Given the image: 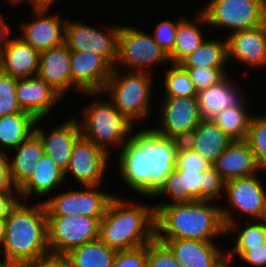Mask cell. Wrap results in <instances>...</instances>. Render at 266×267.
<instances>
[{"instance_id": "cell-5", "label": "cell", "mask_w": 266, "mask_h": 267, "mask_svg": "<svg viewBox=\"0 0 266 267\" xmlns=\"http://www.w3.org/2000/svg\"><path fill=\"white\" fill-rule=\"evenodd\" d=\"M87 106L82 113L83 121L79 120L81 134L108 153L110 151L106 147L112 144L122 148L131 138L133 123L120 113L111 100L94 101Z\"/></svg>"}, {"instance_id": "cell-42", "label": "cell", "mask_w": 266, "mask_h": 267, "mask_svg": "<svg viewBox=\"0 0 266 267\" xmlns=\"http://www.w3.org/2000/svg\"><path fill=\"white\" fill-rule=\"evenodd\" d=\"M230 250V251H229ZM226 252V263L231 267L234 256L240 257L247 264L255 267L266 266V242L256 247H234Z\"/></svg>"}, {"instance_id": "cell-1", "label": "cell", "mask_w": 266, "mask_h": 267, "mask_svg": "<svg viewBox=\"0 0 266 267\" xmlns=\"http://www.w3.org/2000/svg\"><path fill=\"white\" fill-rule=\"evenodd\" d=\"M207 200L159 203L155 207L156 239H192L214 242L225 235L221 205Z\"/></svg>"}, {"instance_id": "cell-34", "label": "cell", "mask_w": 266, "mask_h": 267, "mask_svg": "<svg viewBox=\"0 0 266 267\" xmlns=\"http://www.w3.org/2000/svg\"><path fill=\"white\" fill-rule=\"evenodd\" d=\"M244 98L211 119L233 140H245L253 114L247 113Z\"/></svg>"}, {"instance_id": "cell-7", "label": "cell", "mask_w": 266, "mask_h": 267, "mask_svg": "<svg viewBox=\"0 0 266 267\" xmlns=\"http://www.w3.org/2000/svg\"><path fill=\"white\" fill-rule=\"evenodd\" d=\"M201 12L212 27L248 30L266 23V0H210Z\"/></svg>"}, {"instance_id": "cell-44", "label": "cell", "mask_w": 266, "mask_h": 267, "mask_svg": "<svg viewBox=\"0 0 266 267\" xmlns=\"http://www.w3.org/2000/svg\"><path fill=\"white\" fill-rule=\"evenodd\" d=\"M182 19L183 18L178 19L175 23L170 20L162 21L154 30V35L152 34L154 41L167 53V55L174 49L177 26Z\"/></svg>"}, {"instance_id": "cell-4", "label": "cell", "mask_w": 266, "mask_h": 267, "mask_svg": "<svg viewBox=\"0 0 266 267\" xmlns=\"http://www.w3.org/2000/svg\"><path fill=\"white\" fill-rule=\"evenodd\" d=\"M114 67L112 75L107 80L103 92H85V96L110 95V100L120 113L131 122L142 121L150 113V96L152 95V74L148 72L126 71L120 74Z\"/></svg>"}, {"instance_id": "cell-31", "label": "cell", "mask_w": 266, "mask_h": 267, "mask_svg": "<svg viewBox=\"0 0 266 267\" xmlns=\"http://www.w3.org/2000/svg\"><path fill=\"white\" fill-rule=\"evenodd\" d=\"M37 120L28 112L21 111L0 117V152L4 148H17L34 132Z\"/></svg>"}, {"instance_id": "cell-48", "label": "cell", "mask_w": 266, "mask_h": 267, "mask_svg": "<svg viewBox=\"0 0 266 267\" xmlns=\"http://www.w3.org/2000/svg\"><path fill=\"white\" fill-rule=\"evenodd\" d=\"M18 192H0V219H6L11 209L19 201Z\"/></svg>"}, {"instance_id": "cell-27", "label": "cell", "mask_w": 266, "mask_h": 267, "mask_svg": "<svg viewBox=\"0 0 266 267\" xmlns=\"http://www.w3.org/2000/svg\"><path fill=\"white\" fill-rule=\"evenodd\" d=\"M200 185L202 172L174 169L153 197L167 195L171 204L200 200Z\"/></svg>"}, {"instance_id": "cell-33", "label": "cell", "mask_w": 266, "mask_h": 267, "mask_svg": "<svg viewBox=\"0 0 266 267\" xmlns=\"http://www.w3.org/2000/svg\"><path fill=\"white\" fill-rule=\"evenodd\" d=\"M227 39H205L191 54L179 64L183 68H224L228 63Z\"/></svg>"}, {"instance_id": "cell-20", "label": "cell", "mask_w": 266, "mask_h": 267, "mask_svg": "<svg viewBox=\"0 0 266 267\" xmlns=\"http://www.w3.org/2000/svg\"><path fill=\"white\" fill-rule=\"evenodd\" d=\"M40 121L42 119L37 120L35 133L42 140L44 154L48 155L65 172L70 162L73 145L81 135L79 120L71 117V119L53 127L52 131L48 133L38 125Z\"/></svg>"}, {"instance_id": "cell-32", "label": "cell", "mask_w": 266, "mask_h": 267, "mask_svg": "<svg viewBox=\"0 0 266 267\" xmlns=\"http://www.w3.org/2000/svg\"><path fill=\"white\" fill-rule=\"evenodd\" d=\"M116 252L98 238L73 248L65 256L71 267H112Z\"/></svg>"}, {"instance_id": "cell-46", "label": "cell", "mask_w": 266, "mask_h": 267, "mask_svg": "<svg viewBox=\"0 0 266 267\" xmlns=\"http://www.w3.org/2000/svg\"><path fill=\"white\" fill-rule=\"evenodd\" d=\"M21 267H71L65 255L51 254L25 263Z\"/></svg>"}, {"instance_id": "cell-28", "label": "cell", "mask_w": 266, "mask_h": 267, "mask_svg": "<svg viewBox=\"0 0 266 267\" xmlns=\"http://www.w3.org/2000/svg\"><path fill=\"white\" fill-rule=\"evenodd\" d=\"M13 161L9 159V173L13 186L19 189L32 175L35 164L44 154L41 138L34 132L17 148Z\"/></svg>"}, {"instance_id": "cell-9", "label": "cell", "mask_w": 266, "mask_h": 267, "mask_svg": "<svg viewBox=\"0 0 266 267\" xmlns=\"http://www.w3.org/2000/svg\"><path fill=\"white\" fill-rule=\"evenodd\" d=\"M101 219L83 215L47 216L50 253L65 255L73 248L98 239Z\"/></svg>"}, {"instance_id": "cell-30", "label": "cell", "mask_w": 266, "mask_h": 267, "mask_svg": "<svg viewBox=\"0 0 266 267\" xmlns=\"http://www.w3.org/2000/svg\"><path fill=\"white\" fill-rule=\"evenodd\" d=\"M198 12L199 13L195 14L196 23L187 18H184L179 22L176 31L174 49L168 55L169 60L171 61L170 64H179L206 39L203 31H201L202 29L197 25V21L199 25H208V23L205 15L201 11Z\"/></svg>"}, {"instance_id": "cell-43", "label": "cell", "mask_w": 266, "mask_h": 267, "mask_svg": "<svg viewBox=\"0 0 266 267\" xmlns=\"http://www.w3.org/2000/svg\"><path fill=\"white\" fill-rule=\"evenodd\" d=\"M225 181L212 165L202 172V185H200V200L215 201L216 197L224 191Z\"/></svg>"}, {"instance_id": "cell-18", "label": "cell", "mask_w": 266, "mask_h": 267, "mask_svg": "<svg viewBox=\"0 0 266 267\" xmlns=\"http://www.w3.org/2000/svg\"><path fill=\"white\" fill-rule=\"evenodd\" d=\"M16 96L22 111L28 112L36 119L47 117L55 104L61 103L63 97L38 75L18 79Z\"/></svg>"}, {"instance_id": "cell-35", "label": "cell", "mask_w": 266, "mask_h": 267, "mask_svg": "<svg viewBox=\"0 0 266 267\" xmlns=\"http://www.w3.org/2000/svg\"><path fill=\"white\" fill-rule=\"evenodd\" d=\"M221 214L226 226V233L234 232L238 230L237 238L235 240L234 247H256L262 246L266 242V219L264 220H253L251 223H248L244 229H238L237 219L230 212L229 207H222L221 205Z\"/></svg>"}, {"instance_id": "cell-21", "label": "cell", "mask_w": 266, "mask_h": 267, "mask_svg": "<svg viewBox=\"0 0 266 267\" xmlns=\"http://www.w3.org/2000/svg\"><path fill=\"white\" fill-rule=\"evenodd\" d=\"M37 75L63 98L66 95L65 92L71 89L70 87H74L81 92L72 82L70 50L64 43L40 53Z\"/></svg>"}, {"instance_id": "cell-22", "label": "cell", "mask_w": 266, "mask_h": 267, "mask_svg": "<svg viewBox=\"0 0 266 267\" xmlns=\"http://www.w3.org/2000/svg\"><path fill=\"white\" fill-rule=\"evenodd\" d=\"M225 182L260 171L255 154L245 140H234L213 164Z\"/></svg>"}, {"instance_id": "cell-41", "label": "cell", "mask_w": 266, "mask_h": 267, "mask_svg": "<svg viewBox=\"0 0 266 267\" xmlns=\"http://www.w3.org/2000/svg\"><path fill=\"white\" fill-rule=\"evenodd\" d=\"M147 267H182L170 249L156 238L147 244Z\"/></svg>"}, {"instance_id": "cell-29", "label": "cell", "mask_w": 266, "mask_h": 267, "mask_svg": "<svg viewBox=\"0 0 266 267\" xmlns=\"http://www.w3.org/2000/svg\"><path fill=\"white\" fill-rule=\"evenodd\" d=\"M232 82L227 76L218 85L198 91L197 99L203 118L211 119L242 99V91Z\"/></svg>"}, {"instance_id": "cell-3", "label": "cell", "mask_w": 266, "mask_h": 267, "mask_svg": "<svg viewBox=\"0 0 266 267\" xmlns=\"http://www.w3.org/2000/svg\"><path fill=\"white\" fill-rule=\"evenodd\" d=\"M18 201L6 218L3 255L20 267L50 253L44 202Z\"/></svg>"}, {"instance_id": "cell-24", "label": "cell", "mask_w": 266, "mask_h": 267, "mask_svg": "<svg viewBox=\"0 0 266 267\" xmlns=\"http://www.w3.org/2000/svg\"><path fill=\"white\" fill-rule=\"evenodd\" d=\"M233 141L212 119L207 118H203L184 140L191 149L212 165Z\"/></svg>"}, {"instance_id": "cell-14", "label": "cell", "mask_w": 266, "mask_h": 267, "mask_svg": "<svg viewBox=\"0 0 266 267\" xmlns=\"http://www.w3.org/2000/svg\"><path fill=\"white\" fill-rule=\"evenodd\" d=\"M113 69L114 66L100 54L70 50L72 82L81 93L103 92Z\"/></svg>"}, {"instance_id": "cell-45", "label": "cell", "mask_w": 266, "mask_h": 267, "mask_svg": "<svg viewBox=\"0 0 266 267\" xmlns=\"http://www.w3.org/2000/svg\"><path fill=\"white\" fill-rule=\"evenodd\" d=\"M112 267H147V244L131 250L117 251Z\"/></svg>"}, {"instance_id": "cell-52", "label": "cell", "mask_w": 266, "mask_h": 267, "mask_svg": "<svg viewBox=\"0 0 266 267\" xmlns=\"http://www.w3.org/2000/svg\"><path fill=\"white\" fill-rule=\"evenodd\" d=\"M0 267H20L18 264L10 261L9 259L3 257V259H0Z\"/></svg>"}, {"instance_id": "cell-36", "label": "cell", "mask_w": 266, "mask_h": 267, "mask_svg": "<svg viewBox=\"0 0 266 267\" xmlns=\"http://www.w3.org/2000/svg\"><path fill=\"white\" fill-rule=\"evenodd\" d=\"M171 65L173 66L166 71L164 79L165 97H197L198 91L191 81L188 71L180 64Z\"/></svg>"}, {"instance_id": "cell-26", "label": "cell", "mask_w": 266, "mask_h": 267, "mask_svg": "<svg viewBox=\"0 0 266 267\" xmlns=\"http://www.w3.org/2000/svg\"><path fill=\"white\" fill-rule=\"evenodd\" d=\"M65 179L64 171L60 169L54 161L46 154L35 164L32 175L18 189V198L35 194L39 197L46 196L59 185H62Z\"/></svg>"}, {"instance_id": "cell-40", "label": "cell", "mask_w": 266, "mask_h": 267, "mask_svg": "<svg viewBox=\"0 0 266 267\" xmlns=\"http://www.w3.org/2000/svg\"><path fill=\"white\" fill-rule=\"evenodd\" d=\"M197 91L218 85L228 75L224 68H184Z\"/></svg>"}, {"instance_id": "cell-8", "label": "cell", "mask_w": 266, "mask_h": 267, "mask_svg": "<svg viewBox=\"0 0 266 267\" xmlns=\"http://www.w3.org/2000/svg\"><path fill=\"white\" fill-rule=\"evenodd\" d=\"M166 61L170 62L169 56L154 41L152 34L142 32L139 28L137 30L135 27H120L118 55L114 67L119 68L117 64H121L122 68L130 72H148V67ZM146 67L148 70L144 69Z\"/></svg>"}, {"instance_id": "cell-23", "label": "cell", "mask_w": 266, "mask_h": 267, "mask_svg": "<svg viewBox=\"0 0 266 267\" xmlns=\"http://www.w3.org/2000/svg\"><path fill=\"white\" fill-rule=\"evenodd\" d=\"M40 53L21 37L9 38L0 56V70L17 79L36 76Z\"/></svg>"}, {"instance_id": "cell-51", "label": "cell", "mask_w": 266, "mask_h": 267, "mask_svg": "<svg viewBox=\"0 0 266 267\" xmlns=\"http://www.w3.org/2000/svg\"><path fill=\"white\" fill-rule=\"evenodd\" d=\"M6 219H0V245L3 249V243L5 239Z\"/></svg>"}, {"instance_id": "cell-16", "label": "cell", "mask_w": 266, "mask_h": 267, "mask_svg": "<svg viewBox=\"0 0 266 267\" xmlns=\"http://www.w3.org/2000/svg\"><path fill=\"white\" fill-rule=\"evenodd\" d=\"M32 8L37 19L22 24L20 37L39 53L63 44L66 20L61 21L57 14H49L51 7L32 6Z\"/></svg>"}, {"instance_id": "cell-53", "label": "cell", "mask_w": 266, "mask_h": 267, "mask_svg": "<svg viewBox=\"0 0 266 267\" xmlns=\"http://www.w3.org/2000/svg\"><path fill=\"white\" fill-rule=\"evenodd\" d=\"M20 1L22 2V1H24V0H8V2H10V3L12 2V4H13V3L15 4V3H17V2L19 3ZM27 2L30 3V0H28Z\"/></svg>"}, {"instance_id": "cell-15", "label": "cell", "mask_w": 266, "mask_h": 267, "mask_svg": "<svg viewBox=\"0 0 266 267\" xmlns=\"http://www.w3.org/2000/svg\"><path fill=\"white\" fill-rule=\"evenodd\" d=\"M258 176L241 177L225 182L224 194L230 207L253 217V220L266 219V190Z\"/></svg>"}, {"instance_id": "cell-37", "label": "cell", "mask_w": 266, "mask_h": 267, "mask_svg": "<svg viewBox=\"0 0 266 267\" xmlns=\"http://www.w3.org/2000/svg\"><path fill=\"white\" fill-rule=\"evenodd\" d=\"M245 141L253 150L260 171H266V115L252 116Z\"/></svg>"}, {"instance_id": "cell-38", "label": "cell", "mask_w": 266, "mask_h": 267, "mask_svg": "<svg viewBox=\"0 0 266 267\" xmlns=\"http://www.w3.org/2000/svg\"><path fill=\"white\" fill-rule=\"evenodd\" d=\"M18 79L0 70V117L21 112L16 89Z\"/></svg>"}, {"instance_id": "cell-19", "label": "cell", "mask_w": 266, "mask_h": 267, "mask_svg": "<svg viewBox=\"0 0 266 267\" xmlns=\"http://www.w3.org/2000/svg\"><path fill=\"white\" fill-rule=\"evenodd\" d=\"M228 61L237 62L254 68L266 66V23L248 30H239L226 38Z\"/></svg>"}, {"instance_id": "cell-13", "label": "cell", "mask_w": 266, "mask_h": 267, "mask_svg": "<svg viewBox=\"0 0 266 267\" xmlns=\"http://www.w3.org/2000/svg\"><path fill=\"white\" fill-rule=\"evenodd\" d=\"M107 160L109 153L81 134L73 145L65 178L70 173L83 188L100 186L107 170Z\"/></svg>"}, {"instance_id": "cell-11", "label": "cell", "mask_w": 266, "mask_h": 267, "mask_svg": "<svg viewBox=\"0 0 266 267\" xmlns=\"http://www.w3.org/2000/svg\"><path fill=\"white\" fill-rule=\"evenodd\" d=\"M162 101L160 127L152 129L161 136L184 141L203 119L197 97H163Z\"/></svg>"}, {"instance_id": "cell-10", "label": "cell", "mask_w": 266, "mask_h": 267, "mask_svg": "<svg viewBox=\"0 0 266 267\" xmlns=\"http://www.w3.org/2000/svg\"><path fill=\"white\" fill-rule=\"evenodd\" d=\"M114 197L113 194L99 191V186H85L83 190L72 189L58 193L43 202L47 216L83 215L103 218Z\"/></svg>"}, {"instance_id": "cell-49", "label": "cell", "mask_w": 266, "mask_h": 267, "mask_svg": "<svg viewBox=\"0 0 266 267\" xmlns=\"http://www.w3.org/2000/svg\"><path fill=\"white\" fill-rule=\"evenodd\" d=\"M11 28L3 19V15L0 14V56L5 51L8 40L10 38Z\"/></svg>"}, {"instance_id": "cell-25", "label": "cell", "mask_w": 266, "mask_h": 267, "mask_svg": "<svg viewBox=\"0 0 266 267\" xmlns=\"http://www.w3.org/2000/svg\"><path fill=\"white\" fill-rule=\"evenodd\" d=\"M119 170L123 181L135 192L147 195L146 153L130 138L119 152Z\"/></svg>"}, {"instance_id": "cell-2", "label": "cell", "mask_w": 266, "mask_h": 267, "mask_svg": "<svg viewBox=\"0 0 266 267\" xmlns=\"http://www.w3.org/2000/svg\"><path fill=\"white\" fill-rule=\"evenodd\" d=\"M156 238L155 207L115 196L100 221L99 239L116 251L142 247Z\"/></svg>"}, {"instance_id": "cell-6", "label": "cell", "mask_w": 266, "mask_h": 267, "mask_svg": "<svg viewBox=\"0 0 266 267\" xmlns=\"http://www.w3.org/2000/svg\"><path fill=\"white\" fill-rule=\"evenodd\" d=\"M131 138L146 153L147 196H153L175 169L180 140L164 137L152 128L132 133Z\"/></svg>"}, {"instance_id": "cell-47", "label": "cell", "mask_w": 266, "mask_h": 267, "mask_svg": "<svg viewBox=\"0 0 266 267\" xmlns=\"http://www.w3.org/2000/svg\"><path fill=\"white\" fill-rule=\"evenodd\" d=\"M6 152H0V192H18L10 179L9 161ZM14 190V191H13Z\"/></svg>"}, {"instance_id": "cell-50", "label": "cell", "mask_w": 266, "mask_h": 267, "mask_svg": "<svg viewBox=\"0 0 266 267\" xmlns=\"http://www.w3.org/2000/svg\"><path fill=\"white\" fill-rule=\"evenodd\" d=\"M57 0H30L31 6H53V3H56Z\"/></svg>"}, {"instance_id": "cell-17", "label": "cell", "mask_w": 266, "mask_h": 267, "mask_svg": "<svg viewBox=\"0 0 266 267\" xmlns=\"http://www.w3.org/2000/svg\"><path fill=\"white\" fill-rule=\"evenodd\" d=\"M163 242L182 267H228L226 252L215 242L192 239H157Z\"/></svg>"}, {"instance_id": "cell-12", "label": "cell", "mask_w": 266, "mask_h": 267, "mask_svg": "<svg viewBox=\"0 0 266 267\" xmlns=\"http://www.w3.org/2000/svg\"><path fill=\"white\" fill-rule=\"evenodd\" d=\"M112 27H107V31L103 32L97 27L66 20L64 44L69 50L92 51L100 54L115 66L120 26Z\"/></svg>"}, {"instance_id": "cell-39", "label": "cell", "mask_w": 266, "mask_h": 267, "mask_svg": "<svg viewBox=\"0 0 266 267\" xmlns=\"http://www.w3.org/2000/svg\"><path fill=\"white\" fill-rule=\"evenodd\" d=\"M212 164L201 155L196 153L184 141H181L176 154V170L200 171L203 172Z\"/></svg>"}]
</instances>
